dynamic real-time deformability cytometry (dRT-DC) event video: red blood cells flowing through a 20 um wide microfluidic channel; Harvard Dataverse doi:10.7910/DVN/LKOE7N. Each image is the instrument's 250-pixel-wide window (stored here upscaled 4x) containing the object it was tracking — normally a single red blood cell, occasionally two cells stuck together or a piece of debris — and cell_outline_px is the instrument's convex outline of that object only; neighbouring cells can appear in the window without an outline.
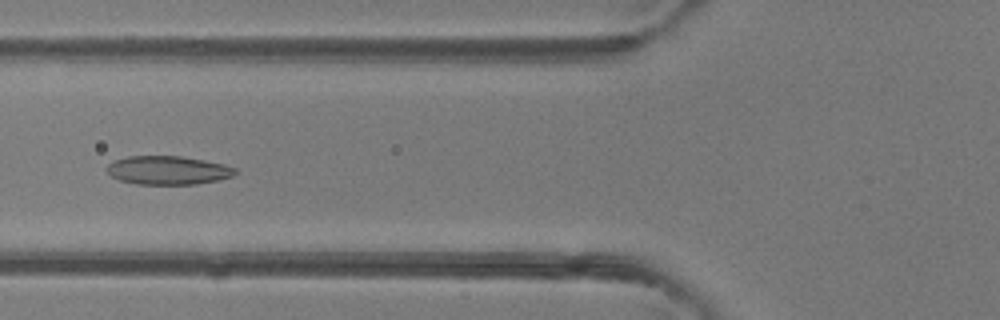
{"species": "common noctule bat (a hibernating species)", "species_latin": "Nyctalus noctula", "temperature_condition": "room temperature", "stored_images_in_passage": 49, "camera_frame_rate_fps": 3000, "um_per_image_px": 0.085, "animal": {"sex": "female"}, "frame": {"image": 1, "passage_image": 19, "time_ms": 6.0, "image_size_px": [1000, 320], "cell_outline_px": [[236, 172], [232, 176], [216, 180], [196, 184], [136, 184], [120, 180], [112, 176], [104, 168], [108, 164], [116, 160], [128, 156], [180, 156], [204, 160], [224, 164], [236, 168]], "centroid_in_image_um": [14.26, 14.47], "position_along_channel_um": 111.5, "area_um2": 21.27}}
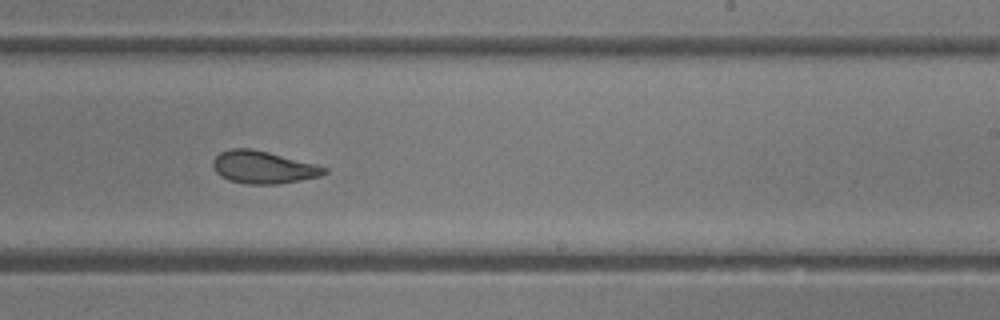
{"frame": {"image": 2, "passage_image": 30, "time_ms": 9.667, "image_size_px": [1000, 320], "cell_outline_px": [[328, 172], [320, 176], [280, 184], [248, 184], [228, 180], [220, 176], [216, 172], [212, 164], [212, 160], [220, 152], [232, 148], [248, 148], [268, 152], [316, 164], [328, 168]], "centroid_in_image_um": [22.37, 14.22], "position_along_channel_um": 266.6, "area_um2": 21.1}}
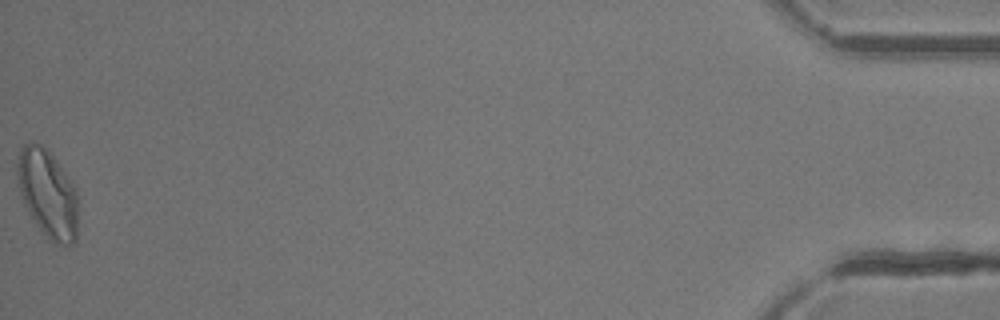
{"frame": {"image": 3, "passage_image": 49, "time_ms": 16.0, "image_size_px": [1000, 320], "cell_outline_px": [[76, 240], [72, 244], [56, 244], [40, 228], [24, 204], [20, 192], [16, 172], [16, 164], [20, 148], [28, 140], [32, 140], [40, 144], [56, 160], [76, 188]], "centroid_in_image_um": [4.02, 16.39], "position_along_channel_um": 431.2, "area_um2": 30.63}, "authors_computed_cell_mechanics": {"area_um2": 22.8888, "velocity_mm_per_s": 4.2255, "shape_relaxation_time_tau1_ms": 5.1221, "shape_relaxation_time_tau2_ms": 2.5195, "deformation_change_tau1": 0.1509, "deformation_change_tau2": 0.083}}